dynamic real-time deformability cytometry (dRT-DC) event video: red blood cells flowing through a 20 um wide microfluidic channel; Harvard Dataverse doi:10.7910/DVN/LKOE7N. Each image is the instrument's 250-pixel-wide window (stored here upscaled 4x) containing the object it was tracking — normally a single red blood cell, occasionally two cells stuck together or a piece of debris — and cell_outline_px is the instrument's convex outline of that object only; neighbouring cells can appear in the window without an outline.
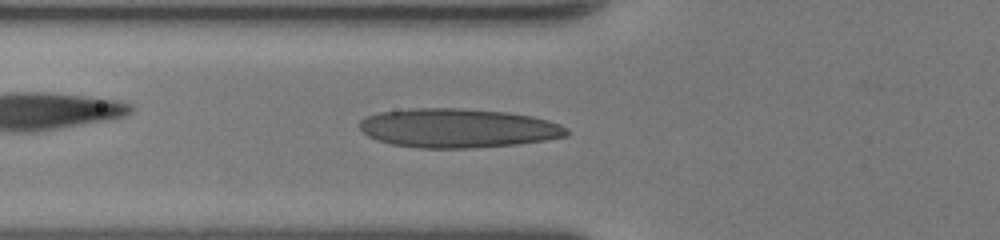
{"species": "human", "species_latin": "Homo sapiens", "temperature_condition": "room temperature", "stored_images_in_passage": 46, "camera_frame_rate_fps": 3000, "um_per_image_px": 0.085, "donor": {"sex": "female"}, "frame": {"image": 1, "passage_image": 11, "time_ms": 3.333, "image_size_px": [1000, 240], "cell_outline_px": [[568, 136], [544, 140], [516, 144], [468, 148], [420, 148], [392, 144], [376, 140], [368, 136], [360, 128], [360, 120], [368, 116], [380, 112], [412, 108], [464, 108], [508, 112], [532, 116], [548, 120], [560, 124], [568, 128]], "centroid_in_image_um": [38.93, 10.88], "position_along_channel_um": 86.9, "area_um2": 47.22}}
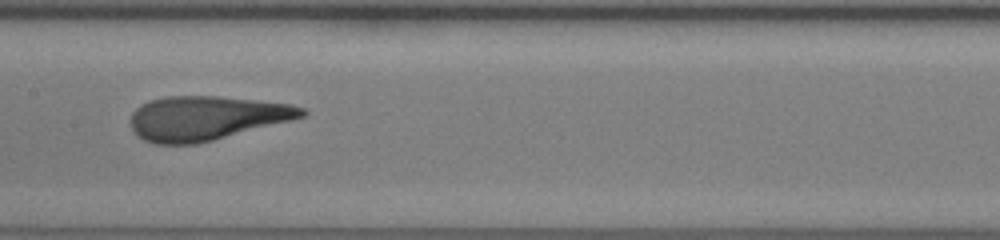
{"frame": {"image": 2, "passage_image": 19, "time_ms": 6.0, "image_size_px": [1000, 240], "cell_outline_px": [[308, 112], [304, 116], [212, 140], [196, 144], [156, 144], [144, 140], [132, 128], [132, 112], [140, 104], [148, 100], [164, 96], [216, 96], [292, 104], [304, 108]], "centroid_in_image_um": [17.49, 10.02], "position_along_channel_um": 189.9, "area_um2": 43.52}}
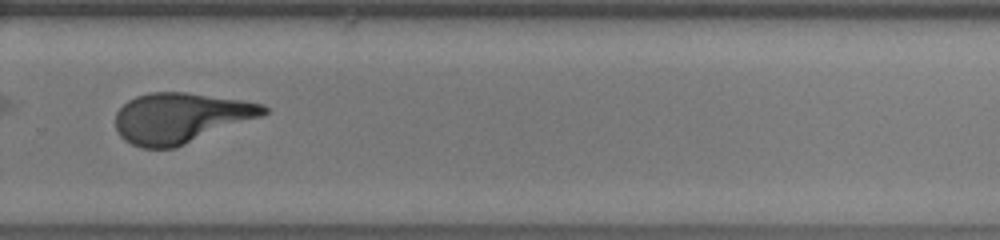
{"frame": {"image": 3, "passage_image": 29, "time_ms": 9.333, "image_size_px": [1000, 240], "cell_outline_px": [[268, 112], [260, 116], [176, 148], [140, 148], [124, 140], [120, 136], [116, 128], [116, 112], [128, 100], [136, 96], [148, 92], [184, 92], [240, 100], [264, 104], [268, 108]], "centroid_in_image_um": [15.31, 10.02], "position_along_channel_um": 314.5, "area_um2": 43.12}, "authors_computed_cell_mechanics": {"area_um2": 44.0147, "velocity_mm_per_s": 3.7866, "shape_relaxation_time_tau1_ms": 6.5622, "shape_relaxation_time_tau2_ms": null, "deformation_change_tau1": 0.2604, "deformation_change_tau2": null}}